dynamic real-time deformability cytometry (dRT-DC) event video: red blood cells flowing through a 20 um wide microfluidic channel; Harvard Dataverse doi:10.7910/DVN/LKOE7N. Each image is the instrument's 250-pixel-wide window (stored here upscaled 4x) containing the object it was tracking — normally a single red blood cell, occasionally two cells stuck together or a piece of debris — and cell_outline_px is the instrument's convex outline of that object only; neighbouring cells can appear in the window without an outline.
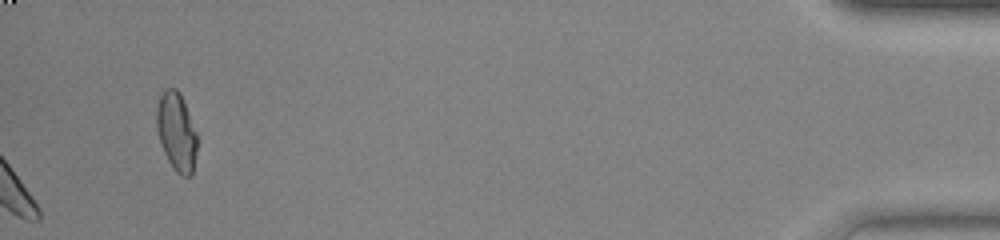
{"species": "common noctule bat (a hibernating species)", "species_latin": "Nyctalus noctula", "temperature_condition": "warm", "stored_images_in_passage": 44, "camera_frame_rate_fps": 3000, "um_per_image_px": 0.085, "animal": {"sex": "female", "body_mass_g": 23.0, "forearm_length_mm": 53.4}, "frame": {"image": 1, "passage_image": 44, "time_ms": 14.333, "image_size_px": [1000, 240], "cell_outline_px": [[196, 152], [192, 176], [180, 176], [172, 168], [164, 152], [156, 128], [156, 108], [160, 96], [164, 88], [176, 88], [180, 92], [196, 132]], "centroid_in_image_um": [14.99, 11.2], "position_along_channel_um": 420.2, "area_um2": 18.5}, "authors_computed_cell_mechanics": {"area_um2": 18.7272, "velocity_mm_per_s": 3.8165, "shape_relaxation_time_tau1_ms": null, "shape_relaxation_time_tau2_ms": 3.6535, "deformation_change_tau1": null, "deformation_change_tau2": 0.0638}}